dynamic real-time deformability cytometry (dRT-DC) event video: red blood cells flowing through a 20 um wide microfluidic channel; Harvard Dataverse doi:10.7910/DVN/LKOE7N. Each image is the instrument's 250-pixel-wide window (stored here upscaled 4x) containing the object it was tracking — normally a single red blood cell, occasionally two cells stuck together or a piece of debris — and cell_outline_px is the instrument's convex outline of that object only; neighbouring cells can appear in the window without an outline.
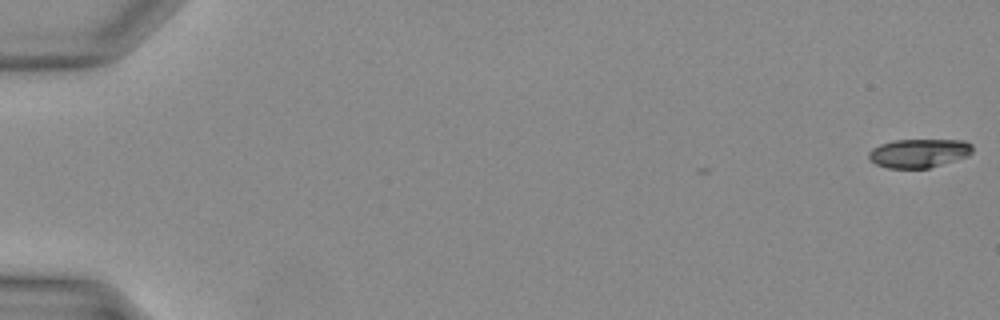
{"species": "Egyptian fruit bat (a non-hibernating species)", "species_latin": "Rousettus aegyptiacus", "temperature_condition": "warm", "stored_images_in_passage": 5, "camera_frame_rate_fps": 3000, "um_per_image_px": 0.085, "animal": {"sex": "female"}, "frame": {"image": 1, "passage_image": 1, "time_ms": 0.0, "image_size_px": [1000, 320], "cell_outline_px": [[972, 152], [968, 156], [928, 168], [888, 168], [876, 164], [868, 156], [868, 152], [872, 148], [880, 144], [892, 140], [964, 140], [972, 144]], "centroid_in_image_um": [78.1, 13.01], "position_along_channel_um": 6.9, "area_um2": 17.34}}